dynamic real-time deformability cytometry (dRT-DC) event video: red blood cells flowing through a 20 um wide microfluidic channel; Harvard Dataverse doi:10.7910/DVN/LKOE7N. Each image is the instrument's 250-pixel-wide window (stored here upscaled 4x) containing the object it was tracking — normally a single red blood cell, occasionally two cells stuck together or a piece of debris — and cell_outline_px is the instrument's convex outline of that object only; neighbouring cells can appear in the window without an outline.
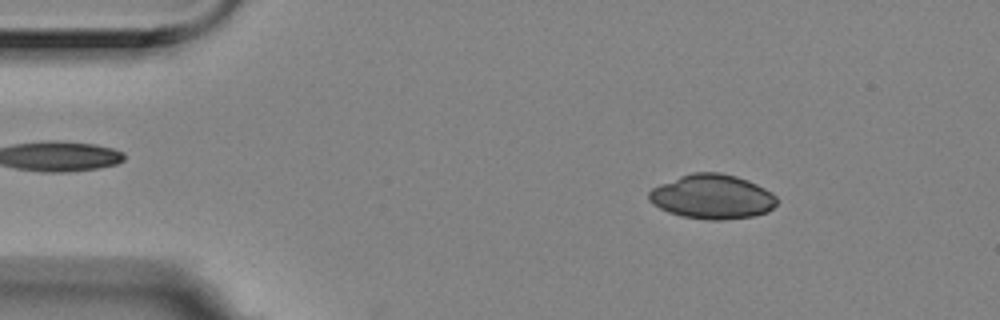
{"species": "Egyptian fruit bat (a non-hibernating species)", "species_latin": "Rousettus aegyptiacus", "temperature_condition": "room temperature", "stored_images_in_passage": 4, "camera_frame_rate_fps": 3000, "um_per_image_px": 0.085, "animal": {"sex": "female"}, "frame": {"image": 1, "passage_image": 3, "time_ms": 0.667, "image_size_px": [1000, 320], "cell_outline_px": [[780, 200], [768, 212], [752, 216], [724, 220], [708, 220], [680, 216], [668, 212], [652, 204], [648, 200], [648, 192], [652, 188], [660, 184], [680, 176], [692, 172], [720, 172], [736, 176], [748, 180], [772, 192]], "centroid_in_image_um": [60.54, 16.72], "position_along_channel_um": 24.5, "area_um2": 33.41}}